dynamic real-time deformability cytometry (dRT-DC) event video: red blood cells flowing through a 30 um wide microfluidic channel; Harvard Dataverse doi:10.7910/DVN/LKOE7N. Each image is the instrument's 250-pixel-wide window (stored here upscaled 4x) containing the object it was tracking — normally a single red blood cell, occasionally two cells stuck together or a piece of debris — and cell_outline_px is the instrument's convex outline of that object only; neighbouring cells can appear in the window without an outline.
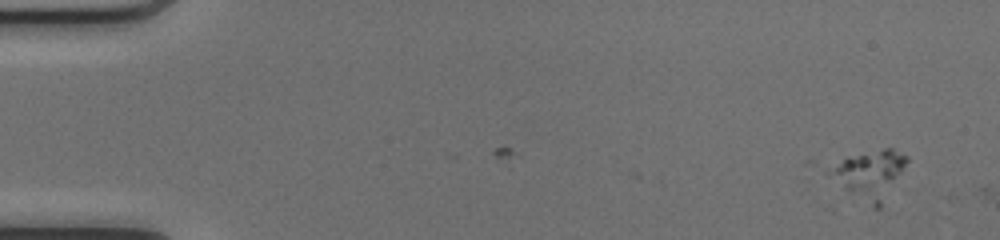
{"species": "common noctule bat (a hibernating species)", "species_latin": "Nyctalus noctula", "temperature_condition": "cold", "stored_images_in_passage": 4, "camera_frame_rate_fps": 3000, "um_per_image_px": 0.085, "animal": {"sex": "female", "body_mass_g": 17.0, "forearm_length_mm": 48.0}, "frame": {"image": 1, "passage_image": 3, "time_ms": 0.667, "image_size_px": [1000, 240], "cell_outline_px": [[908, 160], [880, 208], [872, 208], [844, 188], [824, 172], [820, 168], [848, 156], [884, 148], [892, 148], [908, 156]], "centroid_in_image_um": [73.84, 14.8], "position_along_channel_um": 11.2, "area_um2": 21.79}}